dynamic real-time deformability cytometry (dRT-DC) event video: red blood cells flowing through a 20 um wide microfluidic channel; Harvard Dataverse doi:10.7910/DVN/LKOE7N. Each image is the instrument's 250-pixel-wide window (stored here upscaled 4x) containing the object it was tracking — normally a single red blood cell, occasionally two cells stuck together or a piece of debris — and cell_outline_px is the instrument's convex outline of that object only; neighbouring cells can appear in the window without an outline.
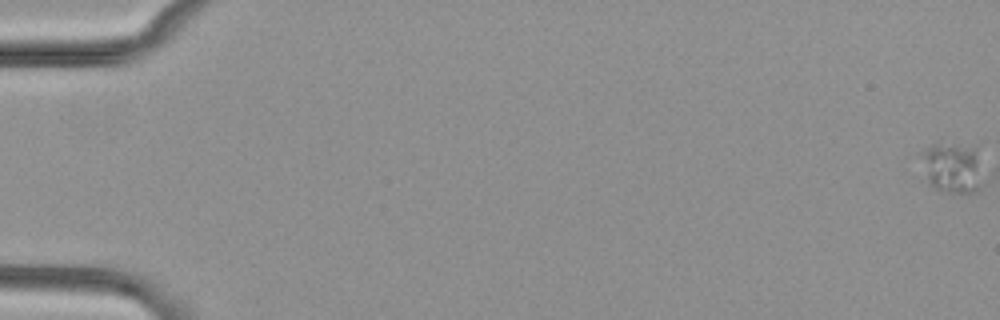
{"species": "common noctule bat (a hibernating species)", "species_latin": "Nyctalus noctula", "temperature_condition": "cold", "stored_images_in_passage": 58, "camera_frame_rate_fps": 3000, "um_per_image_px": 0.085, "animal": {"sex": "female", "body_mass_g": 29.2, "forearm_length_mm": 56.3}, "frame": {"image": 1, "passage_image": 1, "time_ms": 0.0, "image_size_px": [1000, 320], "cell_outline_px": [[976, 188], [972, 192], [948, 192], [936, 188], [928, 184], [920, 156], [920, 152], [932, 144], [976, 144]], "centroid_in_image_um": [80.8, 14.18], "position_along_channel_um": 4.2, "area_um2": 17.22}}
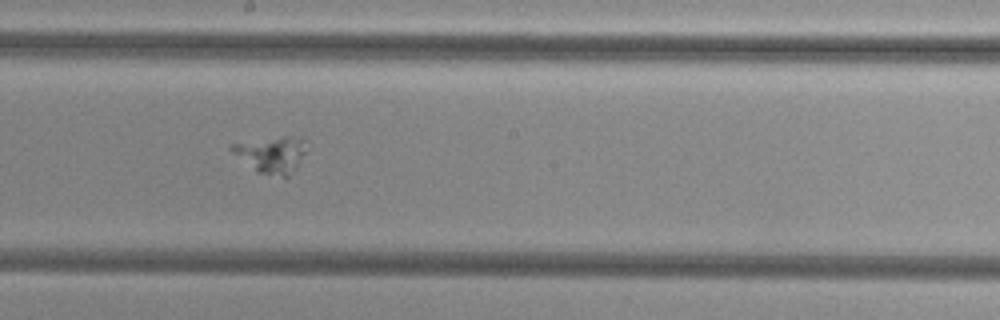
{"frame": {"image": 2, "passage_image": 34, "time_ms": 11.0, "image_size_px": [1000, 320], "cell_outline_px": [[304, 152], [296, 168], [288, 176], [284, 176], [256, 172], [232, 152], [228, 148], [232, 144], [284, 136], [288, 136], [304, 140]], "centroid_in_image_um": [23.04, 13.14], "position_along_channel_um": 225.2, "area_um2": 15.2}}
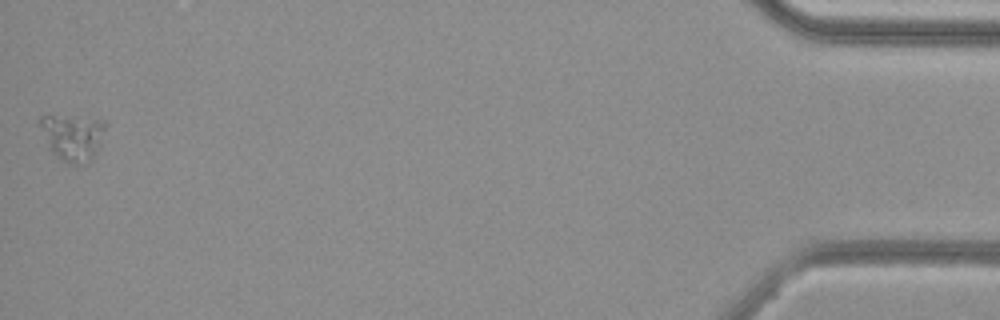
{"frame": {"image": 3, "passage_image": 58, "time_ms": 19.0, "image_size_px": [1000, 320], "cell_outline_px": [[108, 124], [96, 152], [92, 160], [88, 164], [68, 164], [56, 156], [52, 152], [40, 124], [40, 116], [52, 116], [108, 120]], "centroid_in_image_um": [6.25, 11.68], "position_along_channel_um": 428.9, "area_um2": 17.34}}